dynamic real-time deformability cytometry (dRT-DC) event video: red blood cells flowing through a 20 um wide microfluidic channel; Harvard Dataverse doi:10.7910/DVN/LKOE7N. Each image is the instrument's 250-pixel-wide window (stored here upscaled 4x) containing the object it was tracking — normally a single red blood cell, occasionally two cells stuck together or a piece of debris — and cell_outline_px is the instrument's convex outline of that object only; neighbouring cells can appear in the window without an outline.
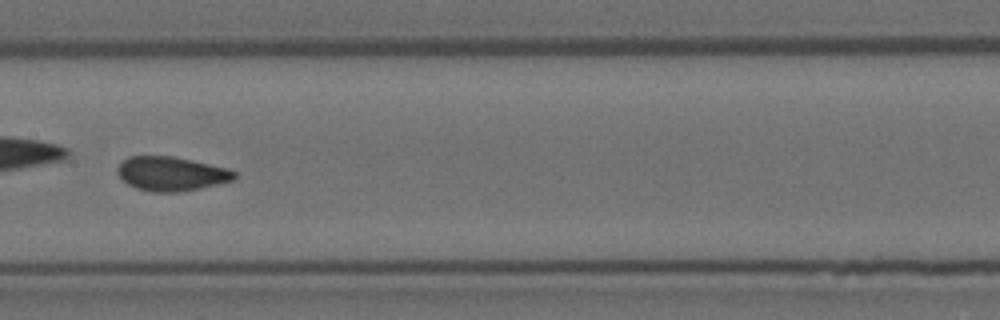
{"species": "Egyptian fruit bat (a non-hibernating species)", "species_latin": "Rousettus aegyptiacus", "temperature_condition": "room temperature", "stored_images_in_passage": 36, "camera_frame_rate_fps": 3000, "um_per_image_px": 0.085, "animal": {"sex": "female"}, "frame": {"image": 1, "passage_image": 11, "time_ms": 3.333, "image_size_px": [1000, 320], "cell_outline_px": [[236, 180], [200, 188], [176, 192], [152, 192], [136, 188], [120, 180], [116, 172], [116, 168], [128, 156], [172, 156], [192, 160], [228, 168], [236, 172]], "centroid_in_image_um": [14.54, 14.77], "position_along_channel_um": 192.9, "area_um2": 23.47}}
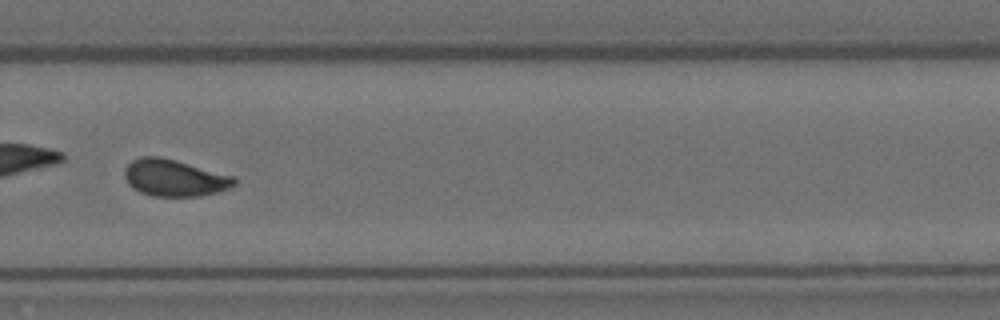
{"frame": {"image": 2, "passage_image": 21, "time_ms": 6.667, "image_size_px": [1000, 320], "cell_outline_px": [[236, 184], [220, 192], [200, 196], [152, 196], [140, 192], [132, 188], [128, 184], [124, 176], [124, 168], [132, 160], [140, 156], [160, 156], [176, 160], [236, 176]], "centroid_in_image_um": [14.83, 15.11], "position_along_channel_um": 315.0, "area_um2": 23.87}, "authors_computed_cell_mechanics": {"area_um2": 23.3801, "velocity_mm_per_s": 3.6819, "shape_relaxation_time_tau1_ms": 6.3719, "shape_relaxation_time_tau2_ms": 0.8328, "deformation_change_tau1": 0.1519, "deformation_change_tau2": 0.0583}}